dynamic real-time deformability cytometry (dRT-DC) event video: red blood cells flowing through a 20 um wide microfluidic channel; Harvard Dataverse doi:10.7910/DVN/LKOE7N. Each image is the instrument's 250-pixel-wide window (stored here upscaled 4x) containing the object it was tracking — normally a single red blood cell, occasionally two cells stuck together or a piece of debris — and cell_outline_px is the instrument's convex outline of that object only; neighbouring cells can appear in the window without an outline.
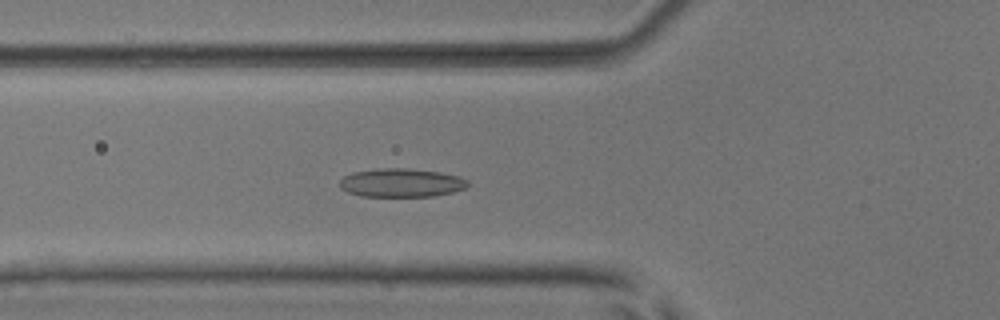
{"species": "common noctule bat (a hibernating species)", "species_latin": "Nyctalus noctula", "temperature_condition": "room temperature", "stored_images_in_passage": 45, "camera_frame_rate_fps": 3000, "um_per_image_px": 0.085, "animal": {"sex": "male", "body_mass_g": 17.9, "forearm_length_mm": 54.2}, "frame": {"image": 1, "passage_image": 12, "time_ms": 3.667, "image_size_px": [1000, 320], "cell_outline_px": [[468, 188], [452, 192], [432, 196], [360, 196], [348, 192], [340, 188], [340, 180], [344, 176], [352, 172], [376, 168], [404, 168], [440, 172], [460, 176], [468, 180]], "centroid_in_image_um": [34.11, 15.53], "position_along_channel_um": 91.7, "area_um2": 21.44}}
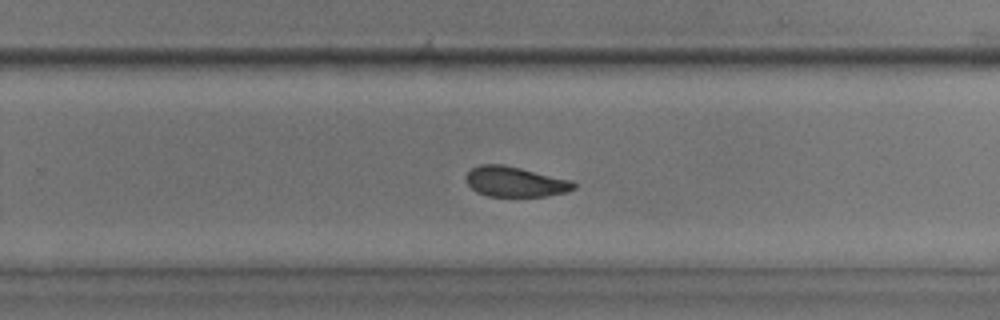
{"frame": {"image": 2, "passage_image": 27, "time_ms": 8.667, "image_size_px": [1000, 320], "cell_outline_px": [[576, 188], [564, 192], [544, 196], [488, 196], [476, 192], [468, 184], [468, 172], [472, 168], [480, 164], [504, 164], [572, 180], [576, 184]], "centroid_in_image_um": [43.81, 15.44], "position_along_channel_um": 286.0, "area_um2": 18.79}}
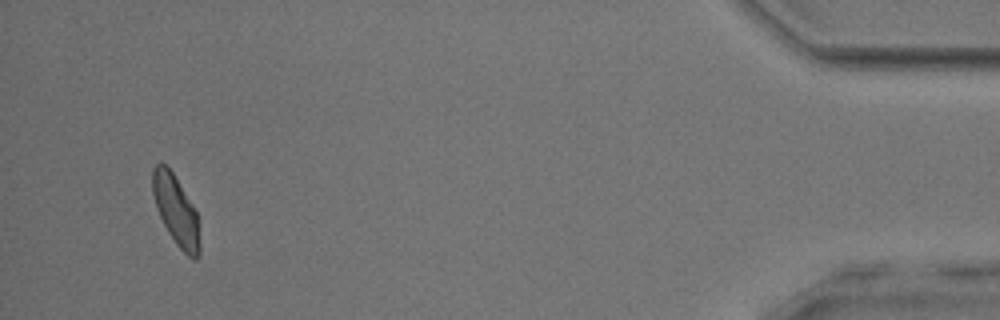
{"frame": {"image": 3, "passage_image": 43, "time_ms": 14.0, "image_size_px": [1000, 320], "cell_outline_px": [[200, 252], [196, 260], [192, 260], [176, 244], [168, 232], [156, 208], [152, 192], [152, 168], [156, 164], [164, 164], [172, 172], [192, 204], [200, 220]], "centroid_in_image_um": [14.98, 17.93], "position_along_channel_um": 420.2, "area_um2": 19.25}, "authors_computed_cell_mechanics": {"area_um2": 19.9988, "velocity_mm_per_s": 3.8979, "shape_relaxation_time_tau1_ms": 6.8276, "shape_relaxation_time_tau2_ms": 3.8715, "deformation_change_tau1": 0.1496, "deformation_change_tau2": 0.0944}}